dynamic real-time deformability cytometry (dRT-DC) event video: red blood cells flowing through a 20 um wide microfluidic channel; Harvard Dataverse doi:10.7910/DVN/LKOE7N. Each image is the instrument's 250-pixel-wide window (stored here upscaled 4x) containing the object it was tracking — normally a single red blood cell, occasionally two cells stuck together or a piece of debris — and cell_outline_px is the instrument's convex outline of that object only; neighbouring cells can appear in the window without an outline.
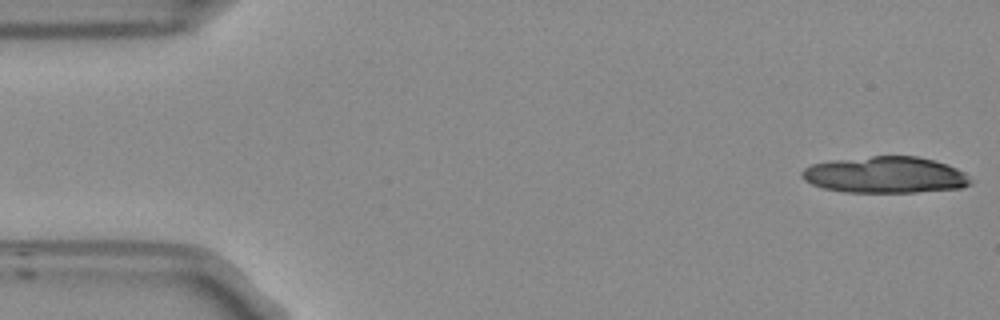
{"species": "Egyptian fruit bat (a non-hibernating species)", "species_latin": "Rousettus aegyptiacus", "temperature_condition": "room temperature", "stored_images_in_passage": 10, "camera_frame_rate_fps": 3000, "um_per_image_px": 0.085, "frame": {"image": 1, "passage_image": 1, "time_ms": 0.0, "image_size_px": [1000, 320], "cell_outline_px": [[972, 184], [960, 188], [916, 192], [844, 192], [824, 188], [812, 184], [804, 180], [800, 176], [800, 172], [804, 168], [812, 164], [832, 160], [872, 156], [916, 156], [948, 164], [964, 172], [972, 180]], "centroid_in_image_um": [75.24, 14.86], "position_along_channel_um": 9.8, "area_um2": 35.89}}